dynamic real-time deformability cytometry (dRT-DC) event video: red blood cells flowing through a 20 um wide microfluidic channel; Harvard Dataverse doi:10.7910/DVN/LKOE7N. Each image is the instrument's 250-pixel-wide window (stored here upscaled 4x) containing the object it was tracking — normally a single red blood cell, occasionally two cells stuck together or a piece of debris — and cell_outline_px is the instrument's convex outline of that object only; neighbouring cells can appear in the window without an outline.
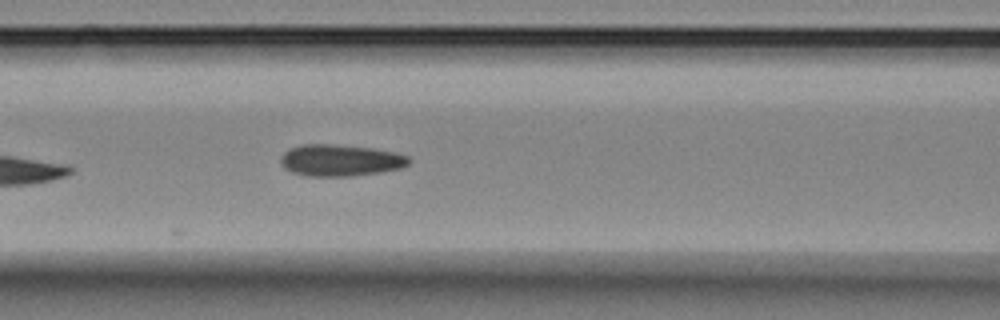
{"species": "Egyptian fruit bat (a non-hibernating species)", "species_latin": "Rousettus aegyptiacus", "temperature_condition": "room temperature", "stored_images_in_passage": 6, "camera_frame_rate_fps": 3000, "um_per_image_px": 0.085, "animal": {"sex": "female"}, "frame": {"image": 1, "passage_image": 6, "time_ms": 6.667, "image_size_px": [1000, 320], "cell_outline_px": [[412, 160], [408, 164], [400, 168], [380, 172], [352, 176], [308, 176], [292, 172], [284, 168], [280, 164], [280, 156], [288, 148], [300, 144], [328, 144], [372, 148], [396, 152], [408, 156]], "centroid_in_image_um": [28.9, 13.62], "position_along_channel_um": 137.7, "area_um2": 23.81}}